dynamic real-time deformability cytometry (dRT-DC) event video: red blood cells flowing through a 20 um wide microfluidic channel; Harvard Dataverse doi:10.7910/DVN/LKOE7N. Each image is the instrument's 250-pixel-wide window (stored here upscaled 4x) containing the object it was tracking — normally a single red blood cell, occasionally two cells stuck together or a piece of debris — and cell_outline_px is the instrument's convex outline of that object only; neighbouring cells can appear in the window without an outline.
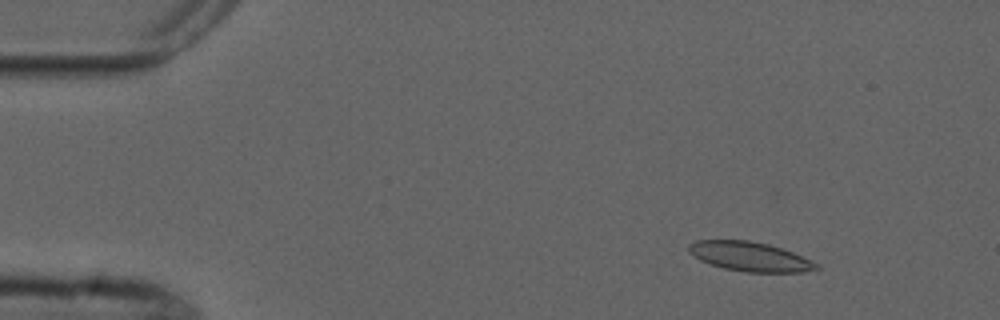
{"species": "common noctule bat (a hibernating species)", "species_latin": "Nyctalus noctula", "temperature_condition": "cold", "stored_images_in_passage": 4, "camera_frame_rate_fps": 3000, "um_per_image_px": 0.085, "animal": {"sex": "male", "forearm_length_mm": 52.5}, "frame": {"image": 1, "passage_image": 2, "time_ms": 1.0, "image_size_px": [1000, 320], "cell_outline_px": [[820, 268], [804, 272], [748, 272], [724, 268], [700, 260], [688, 252], [688, 244], [696, 240], [748, 240], [768, 244], [792, 252], [820, 264]], "centroid_in_image_um": [63.74, 21.8], "position_along_channel_um": 21.3, "area_um2": 21.73}}